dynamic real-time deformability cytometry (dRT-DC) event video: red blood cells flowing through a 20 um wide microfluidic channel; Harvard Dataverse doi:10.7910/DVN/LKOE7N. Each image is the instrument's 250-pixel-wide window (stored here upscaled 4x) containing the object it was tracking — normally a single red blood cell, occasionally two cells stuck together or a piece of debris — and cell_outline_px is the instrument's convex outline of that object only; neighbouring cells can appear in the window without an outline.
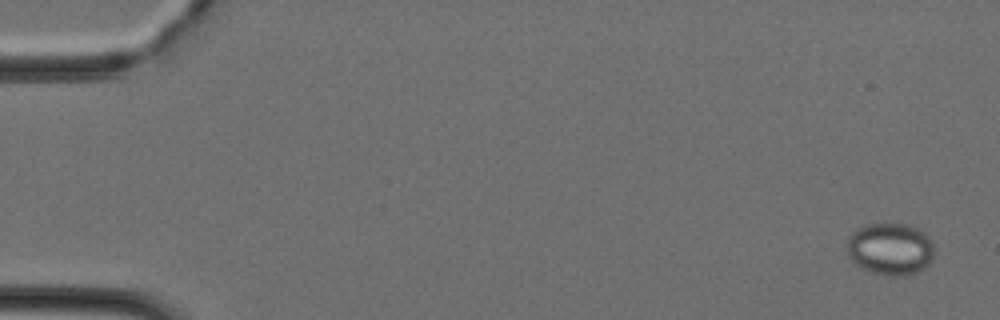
{"species": "Egyptian fruit bat (a non-hibernating species)", "species_latin": "Rousettus aegyptiacus", "temperature_condition": "cold", "stored_images_in_passage": 46, "camera_frame_rate_fps": 3000, "um_per_image_px": 0.085, "animal": {"sex": "female"}, "frame": {"image": 1, "passage_image": 2, "time_ms": 0.333, "image_size_px": [1000, 320], "cell_outline_px": [[932, 260], [924, 268], [916, 272], [904, 276], [888, 276], [872, 272], [856, 264], [848, 256], [844, 244], [852, 232], [856, 228], [868, 224], [884, 220], [908, 224], [924, 232], [932, 240]], "centroid_in_image_um": [75.63, 21.11], "position_along_channel_um": 9.4, "area_um2": 27.28}}
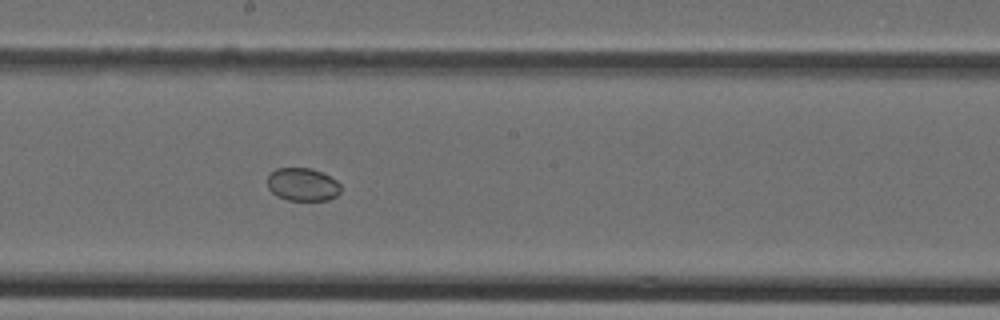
{"frame": {"image": 2, "passage_image": 26, "time_ms": 8.333, "image_size_px": [1000, 320], "cell_outline_px": [[340, 192], [336, 196], [328, 200], [288, 200], [276, 196], [268, 188], [268, 176], [276, 168], [312, 168], [336, 180], [340, 184]], "centroid_in_image_um": [25.71, 15.68], "position_along_channel_um": 222.5, "area_um2": 14.05}}
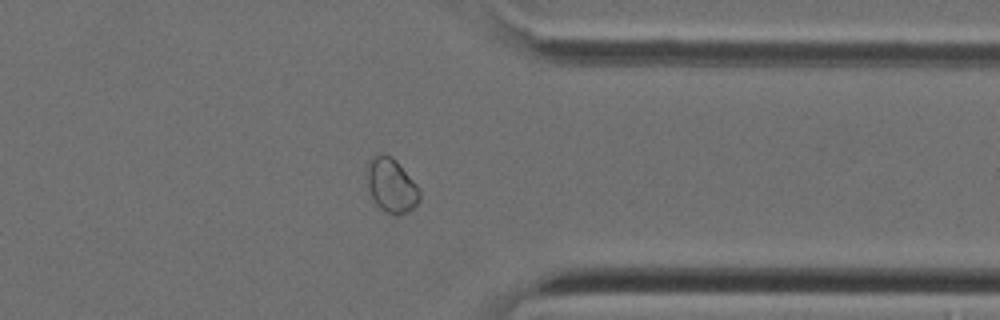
{"frame": {"image": 3, "passage_image": 37, "time_ms": 12.0, "image_size_px": [1000, 320], "cell_outline_px": [[420, 200], [412, 208], [396, 216], [380, 208], [372, 200], [368, 188], [368, 168], [372, 156], [380, 152], [384, 152], [392, 156], [396, 160], [420, 188]], "centroid_in_image_um": [33.27, 15.73], "position_along_channel_um": 378.1, "area_um2": 16.59}}